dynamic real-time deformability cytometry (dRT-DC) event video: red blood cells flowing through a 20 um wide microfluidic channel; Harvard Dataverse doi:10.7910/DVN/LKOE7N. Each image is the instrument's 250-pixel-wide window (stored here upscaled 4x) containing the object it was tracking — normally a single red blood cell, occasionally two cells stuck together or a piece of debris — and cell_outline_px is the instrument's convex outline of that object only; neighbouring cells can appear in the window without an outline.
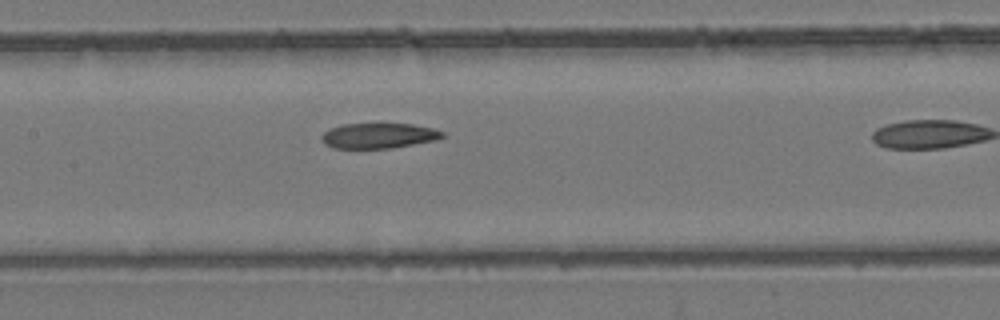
{"species": "common noctule bat (a hibernating species)", "species_latin": "Nyctalus noctula", "temperature_condition": "room temperature", "stored_images_in_passage": 25, "camera_frame_rate_fps": 3000, "um_per_image_px": 0.085, "animal": {"sex": "female", "body_mass_g": 24.6, "forearm_length_mm": 56.2}, "frame": {"image": 1, "passage_image": 18, "time_ms": 5.667, "image_size_px": [1000, 320], "cell_outline_px": [[444, 136], [436, 140], [392, 148], [332, 148], [324, 144], [320, 136], [324, 132], [332, 128], [344, 124], [412, 124], [432, 128], [444, 132]], "centroid_in_image_um": [32.18, 11.54], "position_along_channel_um": 175.2, "area_um2": 17.69}}